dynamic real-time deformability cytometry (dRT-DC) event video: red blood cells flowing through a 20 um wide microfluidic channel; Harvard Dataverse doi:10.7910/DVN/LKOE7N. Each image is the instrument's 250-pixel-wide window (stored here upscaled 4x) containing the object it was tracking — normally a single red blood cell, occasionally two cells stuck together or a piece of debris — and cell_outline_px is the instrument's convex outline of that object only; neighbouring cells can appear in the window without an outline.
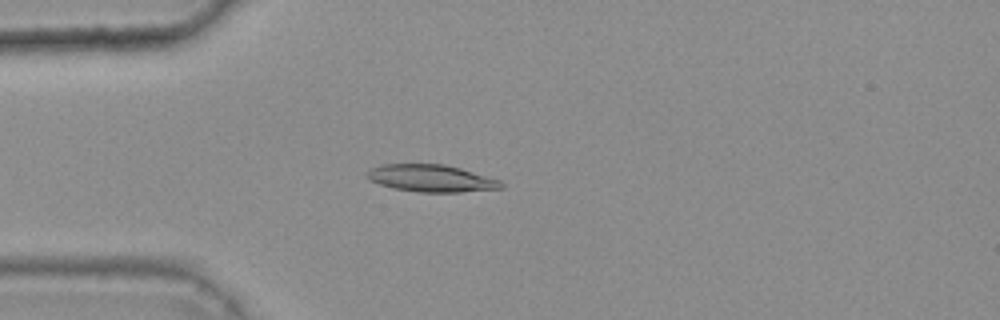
{"species": "common noctule bat (a hibernating species)", "species_latin": "Nyctalus noctula", "temperature_condition": "warm", "stored_images_in_passage": 42, "camera_frame_rate_fps": 3000, "um_per_image_px": 0.085, "animal": {"sex": "female", "body_mass_g": 25.1}, "frame": {"image": 1, "passage_image": 11, "time_ms": 3.333, "image_size_px": [1000, 320], "cell_outline_px": [[504, 188], [460, 192], [420, 192], [392, 188], [368, 180], [364, 176], [364, 172], [380, 164], [444, 164], [460, 168], [500, 180], [504, 184]], "centroid_in_image_um": [36.61, 15.15], "position_along_channel_um": 48.4, "area_um2": 21.39}}
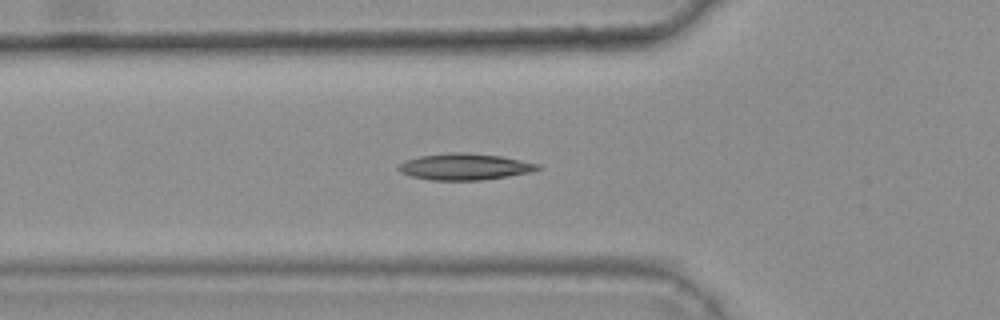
{"frame": {"image": 2, "passage_image": 15, "time_ms": 4.667, "image_size_px": [1000, 320], "cell_outline_px": [[540, 168], [536, 172], [480, 180], [432, 180], [412, 176], [400, 172], [396, 168], [396, 164], [404, 160], [420, 156], [448, 152], [464, 152], [500, 156], [540, 164]], "centroid_in_image_um": [39.48, 14.16], "position_along_channel_um": 86.3, "area_um2": 21.62}}
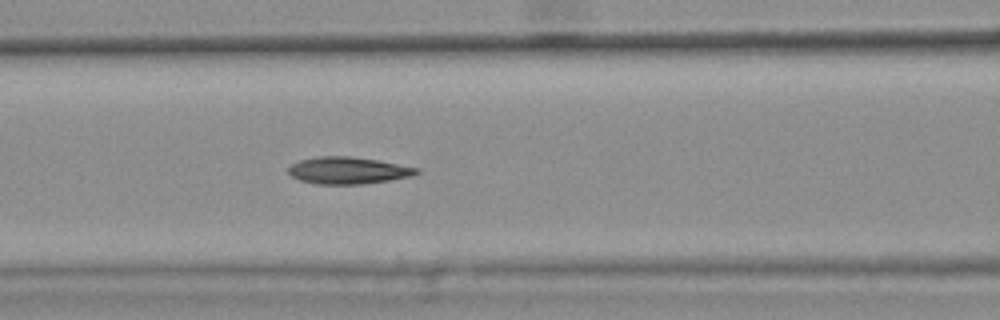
{"frame": {"image": 3, "passage_image": 19, "time_ms": 6.0, "image_size_px": [1000, 320], "cell_outline_px": [[420, 172], [412, 176], [388, 180], [360, 184], [316, 184], [300, 180], [292, 176], [288, 172], [288, 168], [292, 164], [300, 160], [316, 156], [352, 156], [380, 160], [420, 168]], "centroid_in_image_um": [29.6, 14.47], "position_along_channel_um": 137.0, "area_um2": 20.23}, "authors_computed_cell_mechanics": {"area_um2": 20.0855, "velocity_mm_per_s": 3.7757, "shape_relaxation_time_tau1_ms": null, "shape_relaxation_time_tau2_ms": 2.5649, "deformation_change_tau1": null, "deformation_change_tau2": 0.0899}}